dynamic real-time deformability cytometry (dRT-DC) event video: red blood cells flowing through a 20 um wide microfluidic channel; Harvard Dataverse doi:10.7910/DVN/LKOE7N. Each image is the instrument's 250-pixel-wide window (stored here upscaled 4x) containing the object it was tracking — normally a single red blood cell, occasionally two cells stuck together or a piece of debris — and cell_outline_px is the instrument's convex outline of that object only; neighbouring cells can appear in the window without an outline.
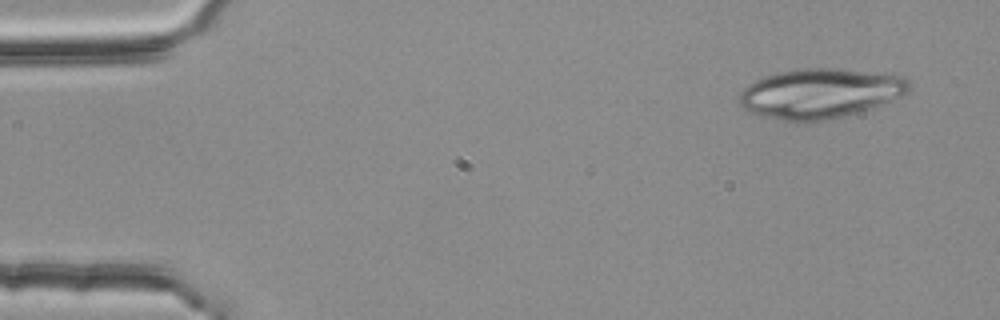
{"species": "common noctule bat (a hibernating species)", "species_latin": "Nyctalus noctula", "temperature_condition": "room temperature", "stored_images_in_passage": 3, "camera_frame_rate_fps": 3000, "um_per_image_px": 0.085, "animal": {"sex": "female", "body_mass_g": 25.1}, "frame": {"image": 1, "passage_image": 1, "time_ms": 0.0, "image_size_px": [1000, 320], "cell_outline_px": [[912, 84], [908, 92], [884, 104], [844, 116], [804, 124], [800, 124], [780, 120], [764, 116], [752, 112], [744, 108], [740, 104], [740, 92], [748, 84], [764, 76], [776, 72], [804, 68], [836, 68], [892, 72], [904, 76]], "centroid_in_image_um": [69.78, 7.93], "position_along_channel_um": 15.2, "area_um2": 50.17}}